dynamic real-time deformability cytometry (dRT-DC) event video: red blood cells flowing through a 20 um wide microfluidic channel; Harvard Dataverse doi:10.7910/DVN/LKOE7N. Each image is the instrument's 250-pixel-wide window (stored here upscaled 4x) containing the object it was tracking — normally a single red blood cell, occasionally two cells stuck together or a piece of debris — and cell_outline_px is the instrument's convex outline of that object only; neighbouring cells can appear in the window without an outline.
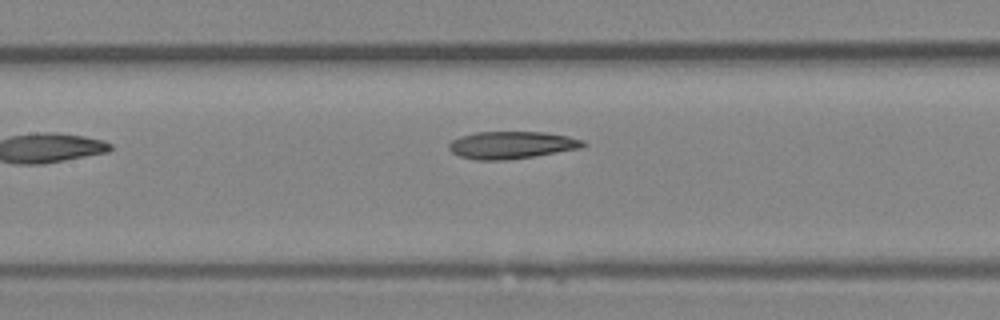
{"species": "Egyptian fruit bat (a non-hibernating species)", "species_latin": "Rousettus aegyptiacus", "temperature_condition": "room temperature", "stored_images_in_passage": 7, "camera_frame_rate_fps": 3000, "um_per_image_px": 0.085, "animal": {"sex": "female"}, "frame": {"image": 1, "passage_image": 7, "time_ms": 7.0, "image_size_px": [1000, 320], "cell_outline_px": [[588, 144], [580, 148], [536, 156], [508, 160], [476, 160], [460, 156], [452, 152], [448, 148], [448, 144], [452, 140], [460, 136], [476, 132], [544, 132], [568, 136], [584, 140]], "centroid_in_image_um": [43.49, 12.33], "position_along_channel_um": 163.9, "area_um2": 21.5}}